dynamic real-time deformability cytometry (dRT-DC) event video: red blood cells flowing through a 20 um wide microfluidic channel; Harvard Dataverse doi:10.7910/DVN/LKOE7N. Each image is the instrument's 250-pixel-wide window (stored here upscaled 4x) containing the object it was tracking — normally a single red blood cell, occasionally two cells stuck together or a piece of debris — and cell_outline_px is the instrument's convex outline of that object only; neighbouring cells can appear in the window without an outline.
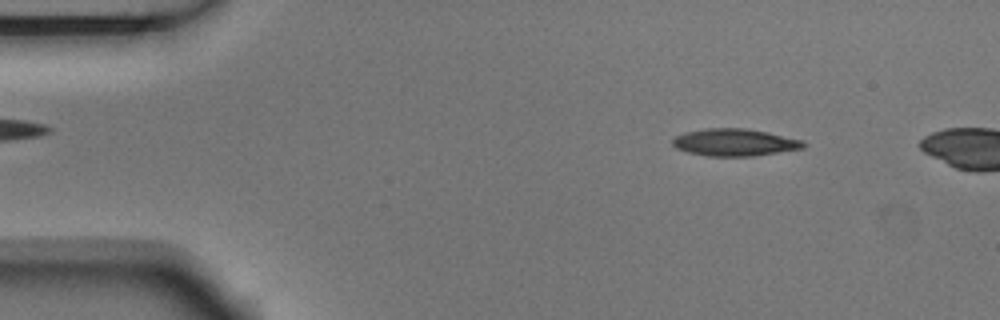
{"species": "Egyptian fruit bat (a non-hibernating species)", "species_latin": "Rousettus aegyptiacus", "temperature_condition": "room temperature", "stored_images_in_passage": 2, "camera_frame_rate_fps": 3000, "um_per_image_px": 0.085, "animal": {"sex": "male"}, "frame": {"image": 1, "passage_image": 1, "time_ms": 0.0, "image_size_px": [1000, 320], "cell_outline_px": [[804, 148], [752, 156], [708, 156], [688, 152], [676, 148], [672, 144], [672, 140], [676, 136], [684, 132], [708, 128], [744, 128], [768, 132], [804, 140]], "centroid_in_image_um": [62.44, 12.1], "position_along_channel_um": 22.6, "area_um2": 20.69}}